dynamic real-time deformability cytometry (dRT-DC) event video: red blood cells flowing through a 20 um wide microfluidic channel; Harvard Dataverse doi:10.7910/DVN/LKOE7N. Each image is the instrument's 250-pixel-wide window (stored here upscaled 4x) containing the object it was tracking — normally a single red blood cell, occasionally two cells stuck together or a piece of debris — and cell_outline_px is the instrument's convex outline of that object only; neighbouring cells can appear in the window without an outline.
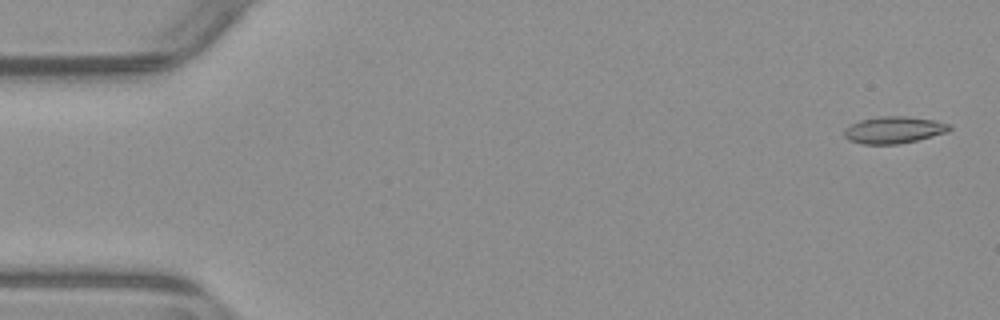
{"species": "common noctule bat (a hibernating species)", "species_latin": "Nyctalus noctula", "temperature_condition": "warm", "stored_images_in_passage": 53, "camera_frame_rate_fps": 3000, "um_per_image_px": 0.085, "animal": {"sex": "male", "body_mass_g": 23.1, "forearm_length_mm": 52.7}, "frame": {"image": 1, "passage_image": 2, "time_ms": 0.333, "image_size_px": [1000, 320], "cell_outline_px": [[952, 128], [948, 132], [916, 140], [896, 144], [860, 144], [848, 140], [844, 136], [844, 128], [860, 120], [880, 116], [904, 116], [936, 120], [952, 124]], "centroid_in_image_um": [75.98, 11.04], "position_along_channel_um": 9.0, "area_um2": 16.59}}
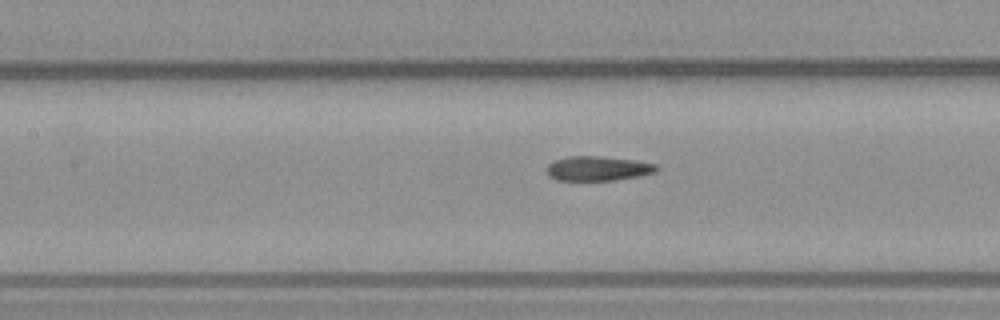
{"frame": {"image": 2, "passage_image": 24, "time_ms": 7.667, "image_size_px": [1000, 320], "cell_outline_px": [[660, 168], [656, 172], [636, 176], [612, 180], [556, 180], [548, 176], [548, 164], [552, 160], [568, 156], [600, 156], [636, 160], [656, 164]], "centroid_in_image_um": [50.81, 14.31], "position_along_channel_um": 156.6, "area_um2": 15.72}}
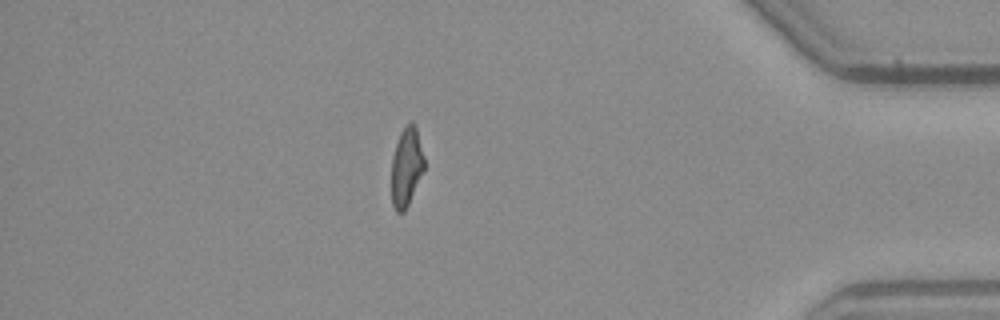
{"frame": {"image": 3, "passage_image": 46, "time_ms": 15.0, "image_size_px": [1000, 320], "cell_outline_px": [[424, 168], [408, 204], [404, 212], [396, 212], [392, 204], [392, 156], [400, 132], [412, 120], [416, 124], [424, 156]], "centroid_in_image_um": [34.55, 14.15], "position_along_channel_um": 400.7, "area_um2": 14.91}, "authors_computed_cell_mechanics": {"area_um2": 16.3574, "velocity_mm_per_s": 3.9215, "shape_relaxation_time_tau1_ms": null, "shape_relaxation_time_tau2_ms": 2.3129, "deformation_change_tau1": null, "deformation_change_tau2": 0.1023}}